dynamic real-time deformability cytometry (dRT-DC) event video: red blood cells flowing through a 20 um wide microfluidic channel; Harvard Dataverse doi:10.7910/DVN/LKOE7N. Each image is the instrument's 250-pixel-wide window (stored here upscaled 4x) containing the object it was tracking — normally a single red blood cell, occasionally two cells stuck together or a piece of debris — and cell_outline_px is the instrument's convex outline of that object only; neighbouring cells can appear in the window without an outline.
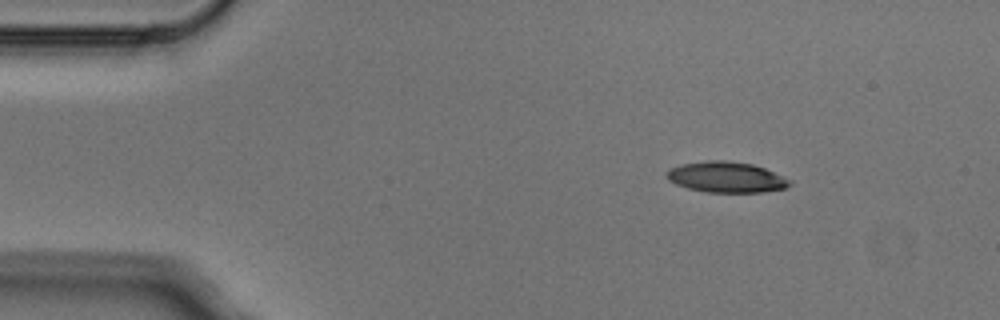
{"species": "Egyptian fruit bat (a non-hibernating species)", "species_latin": "Rousettus aegyptiacus", "temperature_condition": "cold", "stored_images_in_passage": 3, "camera_frame_rate_fps": 3000, "um_per_image_px": 0.085, "animal": {"sex": "male"}, "frame": {"image": 1, "passage_image": 1, "time_ms": 0.0, "image_size_px": [1000, 320], "cell_outline_px": [[792, 184], [788, 188], [764, 192], [704, 192], [688, 188], [676, 184], [668, 180], [664, 176], [668, 168], [680, 164], [708, 160], [728, 160], [752, 164], [764, 168], [792, 180]], "centroid_in_image_um": [61.72, 15.05], "position_along_channel_um": 23.3, "area_um2": 22.37}}
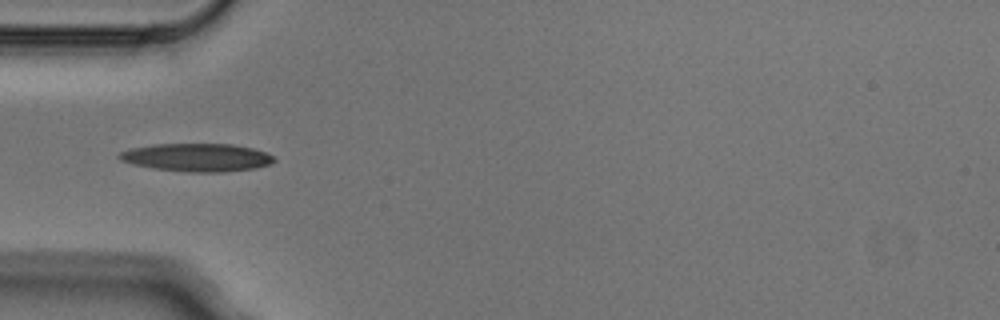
{"frame": {"image": 2, "passage_image": 3, "time_ms": 0.667, "image_size_px": [1000, 320], "cell_outline_px": [[276, 160], [268, 164], [256, 168], [220, 172], [188, 172], [152, 168], [120, 160], [116, 156], [120, 152], [132, 148], [152, 144], [232, 144], [252, 148], [264, 152], [272, 156]], "centroid_in_image_um": [16.71, 13.38], "position_along_channel_um": 68.3, "area_um2": 25.09}}